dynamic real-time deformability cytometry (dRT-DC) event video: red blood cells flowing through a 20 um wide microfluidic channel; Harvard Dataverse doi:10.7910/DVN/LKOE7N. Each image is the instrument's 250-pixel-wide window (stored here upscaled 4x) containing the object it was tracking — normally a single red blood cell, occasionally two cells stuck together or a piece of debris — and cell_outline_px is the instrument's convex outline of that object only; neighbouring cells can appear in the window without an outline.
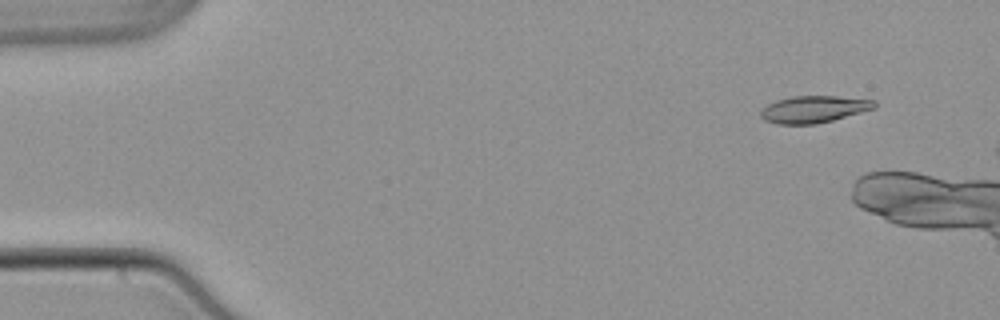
{"species": "common noctule bat (a hibernating species)", "species_latin": "Nyctalus noctula", "temperature_condition": "warm", "stored_images_in_passage": 14, "camera_frame_rate_fps": 3000, "um_per_image_px": 0.085, "animal": {"sex": "male", "body_mass_g": 21.5, "forearm_length_mm": 52.0}, "frame": {"image": 1, "passage_image": 5, "time_ms": 1.333, "image_size_px": [1000, 320], "cell_outline_px": [[876, 108], [832, 120], [816, 124], [776, 124], [764, 120], [760, 116], [760, 112], [768, 104], [776, 100], [792, 96], [836, 96], [876, 100]], "centroid_in_image_um": [69.17, 9.28], "position_along_channel_um": 15.8, "area_um2": 17.86}}